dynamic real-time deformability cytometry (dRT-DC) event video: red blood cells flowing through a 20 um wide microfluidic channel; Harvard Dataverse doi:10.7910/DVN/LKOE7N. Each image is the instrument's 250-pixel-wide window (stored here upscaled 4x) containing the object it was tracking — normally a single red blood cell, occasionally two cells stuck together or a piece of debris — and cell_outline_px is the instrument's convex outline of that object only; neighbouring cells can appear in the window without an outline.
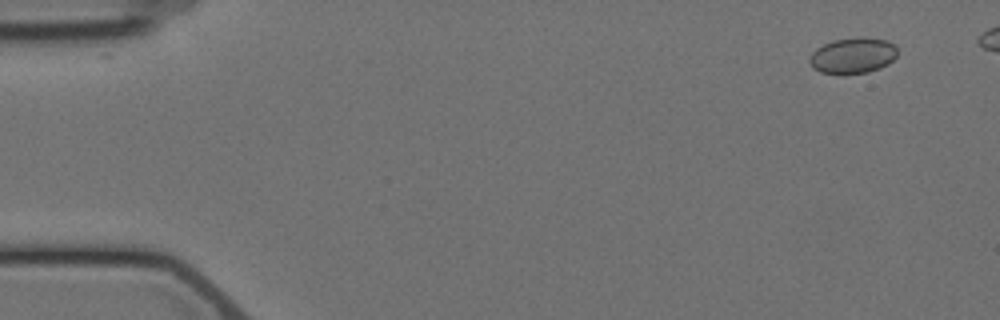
{"species": "Egyptian fruit bat (a non-hibernating species)", "species_latin": "Rousettus aegyptiacus", "temperature_condition": "cold", "stored_images_in_passage": 5, "camera_frame_rate_fps": 3000, "um_per_image_px": 0.085, "animal": {"sex": "female"}, "frame": {"image": 1, "passage_image": 1, "time_ms": 0.0, "image_size_px": [1000, 320], "cell_outline_px": [[896, 56], [888, 64], [880, 68], [868, 72], [820, 72], [812, 68], [808, 60], [812, 52], [816, 48], [832, 40], [888, 40], [896, 48]], "centroid_in_image_um": [72.45, 4.75], "position_along_channel_um": 12.6, "area_um2": 17.34}}